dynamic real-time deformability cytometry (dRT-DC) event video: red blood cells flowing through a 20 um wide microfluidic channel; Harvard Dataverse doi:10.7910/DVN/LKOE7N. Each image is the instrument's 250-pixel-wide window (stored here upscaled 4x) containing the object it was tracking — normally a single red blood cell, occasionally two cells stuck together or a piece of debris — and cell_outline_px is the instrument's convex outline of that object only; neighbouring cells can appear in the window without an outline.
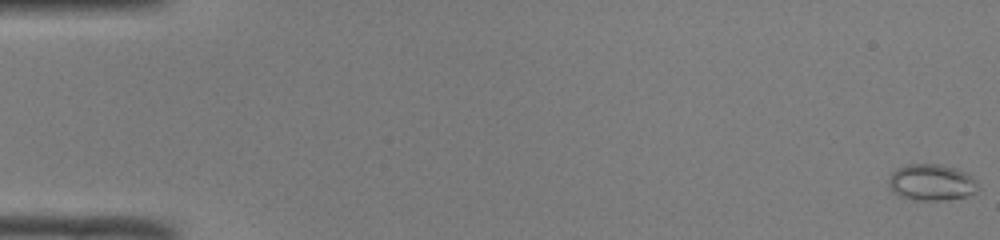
{"species": "common noctule bat (a hibernating species)", "species_latin": "Nyctalus noctula", "temperature_condition": "room temperature", "stored_images_in_passage": 50, "camera_frame_rate_fps": 3000, "um_per_image_px": 0.085, "animal": {"sex": "male", "body_mass_g": 19.0, "forearm_length_mm": 50.8}, "frame": {"image": 1, "passage_image": 1, "time_ms": 0.0, "image_size_px": [1000, 240], "cell_outline_px": [[980, 188], [976, 192], [968, 196], [940, 200], [912, 200], [900, 196], [892, 192], [888, 184], [888, 180], [892, 172], [896, 168], [908, 164], [940, 164], [956, 168], [968, 172], [976, 180]], "centroid_in_image_um": [79.19, 15.5], "position_along_channel_um": 5.8, "area_um2": 19.31}}
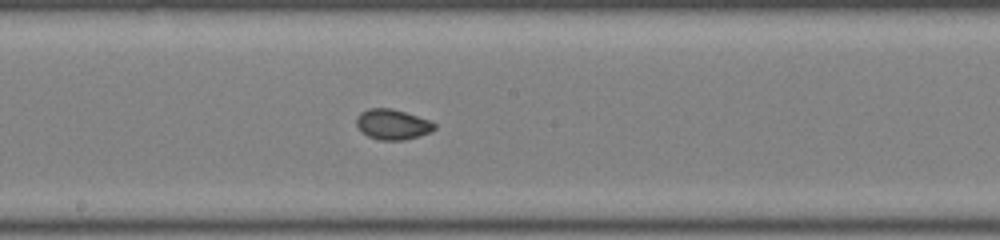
{"frame": {"image": 2, "passage_image": 28, "time_ms": 9.0, "image_size_px": [1000, 240], "cell_outline_px": [[436, 128], [432, 132], [404, 140], [380, 140], [368, 136], [360, 132], [356, 124], [356, 116], [360, 112], [368, 108], [392, 108], [432, 120], [436, 124]], "centroid_in_image_um": [33.37, 10.56], "position_along_channel_um": 214.8, "area_um2": 14.1}}
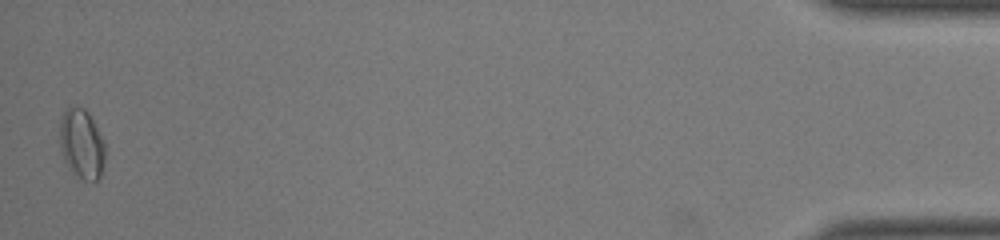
{"frame": {"image": 3, "passage_image": 50, "time_ms": 16.333, "image_size_px": [1000, 240], "cell_outline_px": [[104, 160], [100, 176], [96, 180], [84, 180], [68, 168], [64, 160], [60, 148], [60, 120], [64, 112], [72, 104], [84, 108], [88, 112], [104, 144]], "centroid_in_image_um": [6.91, 12.21], "position_along_channel_um": 428.3, "area_um2": 18.15}, "authors_computed_cell_mechanics": {"area_um2": 14.5367, "velocity_mm_per_s": 4.1227, "shape_relaxation_time_tau1_ms": 4.4605, "shape_relaxation_time_tau2_ms": 1.0968, "deformation_change_tau1": 0.0781, "deformation_change_tau2": 0.0302}}